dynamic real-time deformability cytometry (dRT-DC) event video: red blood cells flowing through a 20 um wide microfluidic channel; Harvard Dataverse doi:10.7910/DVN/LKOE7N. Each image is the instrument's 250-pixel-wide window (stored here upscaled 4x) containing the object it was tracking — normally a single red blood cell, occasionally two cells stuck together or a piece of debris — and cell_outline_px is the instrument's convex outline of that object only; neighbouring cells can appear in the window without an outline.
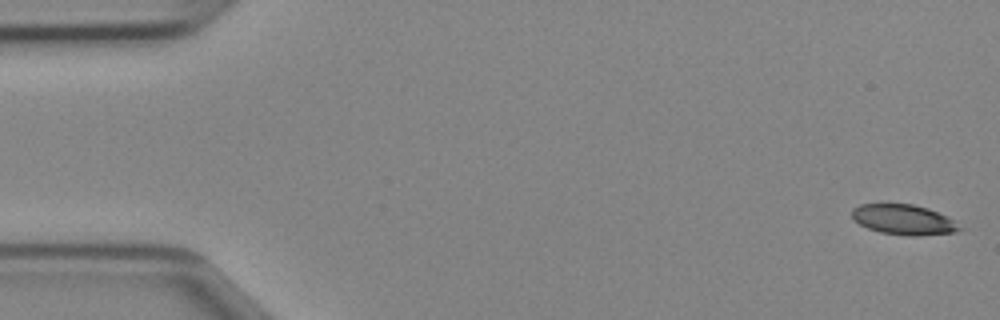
{"species": "Egyptian fruit bat (a non-hibernating species)", "species_latin": "Rousettus aegyptiacus", "temperature_condition": "cold", "stored_images_in_passage": 47, "camera_frame_rate_fps": 3000, "um_per_image_px": 0.085, "animal": {"sex": "female"}, "frame": {"image": 1, "passage_image": 1, "time_ms": 0.0, "image_size_px": [1000, 320], "cell_outline_px": [[964, 228], [956, 232], [920, 236], [912, 236], [880, 232], [868, 228], [852, 220], [852, 208], [860, 204], [912, 204], [928, 208], [948, 216]], "centroid_in_image_um": [76.83, 18.67], "position_along_channel_um": 8.2, "area_um2": 19.07}}
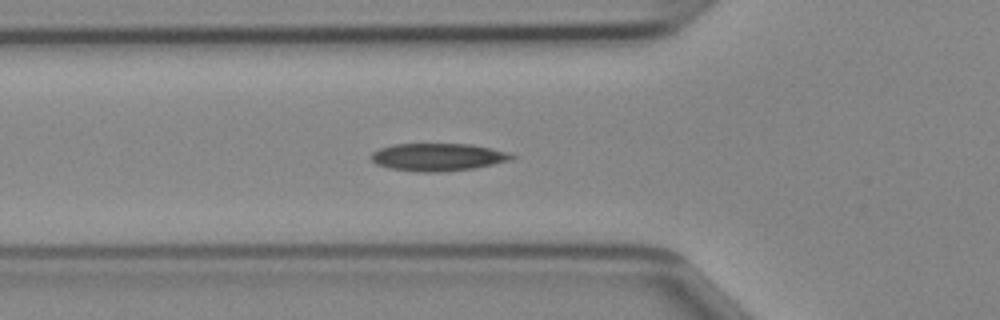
{"frame": {"image": 2, "passage_image": 16, "time_ms": 5.0, "image_size_px": [1000, 320], "cell_outline_px": [[516, 156], [512, 160], [472, 168], [440, 172], [416, 172], [388, 168], [376, 164], [372, 160], [372, 152], [380, 148], [392, 144], [472, 144], [504, 152]], "centroid_in_image_um": [37.16, 13.35], "position_along_channel_um": 88.6, "area_um2": 22.43}}
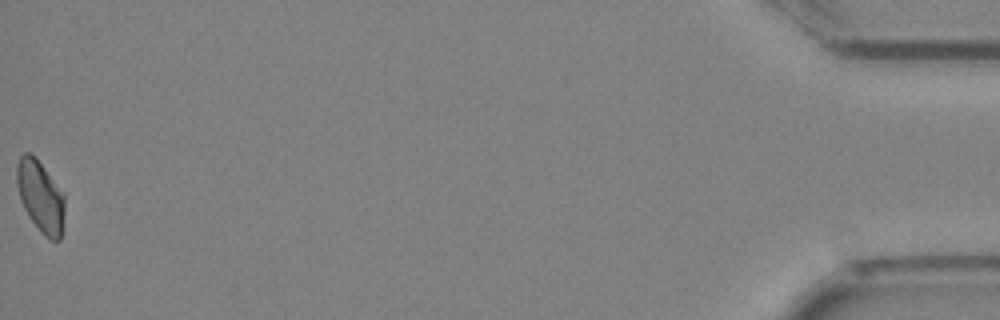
{"frame": {"image": 3, "passage_image": 47, "time_ms": 15.333, "image_size_px": [1000, 320], "cell_outline_px": [[64, 212], [60, 240], [52, 240], [44, 236], [40, 232], [28, 216], [20, 200], [16, 184], [16, 164], [20, 156], [24, 152], [28, 152], [40, 164], [64, 192]], "centroid_in_image_um": [3.42, 16.72], "position_along_channel_um": 431.8, "area_um2": 19.88}}